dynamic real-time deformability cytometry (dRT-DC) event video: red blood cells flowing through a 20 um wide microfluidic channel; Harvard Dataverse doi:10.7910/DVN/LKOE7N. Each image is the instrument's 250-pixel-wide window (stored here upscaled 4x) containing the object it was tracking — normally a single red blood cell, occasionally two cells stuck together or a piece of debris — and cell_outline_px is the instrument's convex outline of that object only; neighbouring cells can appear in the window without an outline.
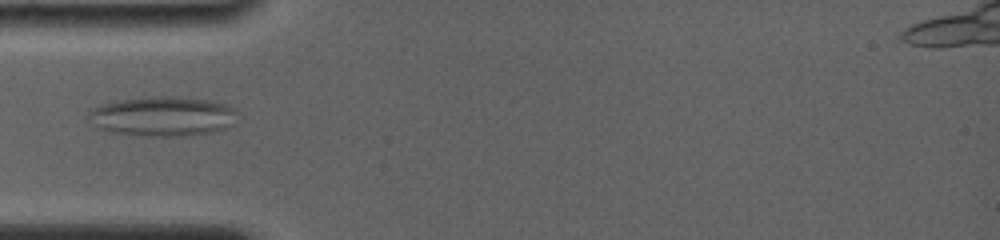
{"species": "common noctule bat (a hibernating species)", "species_latin": "Nyctalus noctula", "temperature_condition": "room temperature", "stored_images_in_passage": 44, "camera_frame_rate_fps": 4000, "um_per_image_px": 0.085, "animal": {"sex": "female", "body_mass_g": 19.0, "forearm_length_mm": 56.7}, "frame": {"image": 1, "passage_image": 13, "time_ms": 5.25, "image_size_px": [1000, 240], "cell_outline_px": [[232, 124], [224, 128], [212, 132], [180, 136], [164, 136], [112, 132], [96, 128], [88, 124], [88, 112], [92, 108], [100, 104], [120, 100], [152, 96], [172, 96], [208, 100], [224, 104], [232, 108]], "centroid_in_image_um": [13.7, 9.88], "position_along_channel_um": 71.3, "area_um2": 33.93}}
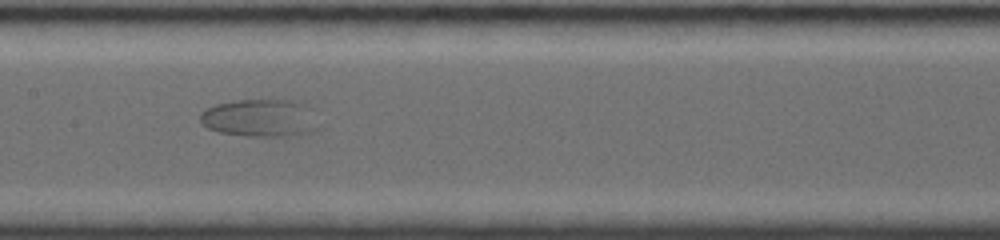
{"frame": {"image": 2, "passage_image": 21, "time_ms": 8.5, "image_size_px": [1000, 240], "cell_outline_px": [[316, 128], [304, 132], [284, 136], [256, 136], [220, 132], [208, 128], [200, 124], [200, 112], [216, 104], [236, 100], [292, 100], [300, 104]], "centroid_in_image_um": [21.88, 10.03], "position_along_channel_um": 185.5, "area_um2": 24.57}}
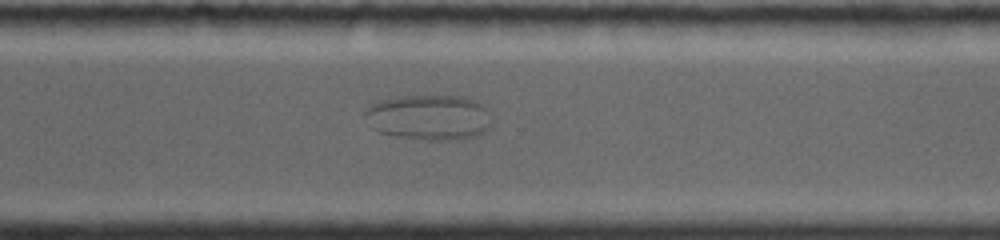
{"frame": {"image": 3, "passage_image": 31, "time_ms": 12.75, "image_size_px": [1000, 240], "cell_outline_px": [[492, 124], [488, 128], [472, 136], [456, 140], [428, 140], [400, 136], [380, 132], [372, 128], [364, 116], [364, 112], [368, 104], [380, 100], [400, 96], [460, 96], [472, 100], [480, 104], [484, 108]], "centroid_in_image_um": [36.39, 9.97], "position_along_channel_um": 334.2, "area_um2": 33.12}}